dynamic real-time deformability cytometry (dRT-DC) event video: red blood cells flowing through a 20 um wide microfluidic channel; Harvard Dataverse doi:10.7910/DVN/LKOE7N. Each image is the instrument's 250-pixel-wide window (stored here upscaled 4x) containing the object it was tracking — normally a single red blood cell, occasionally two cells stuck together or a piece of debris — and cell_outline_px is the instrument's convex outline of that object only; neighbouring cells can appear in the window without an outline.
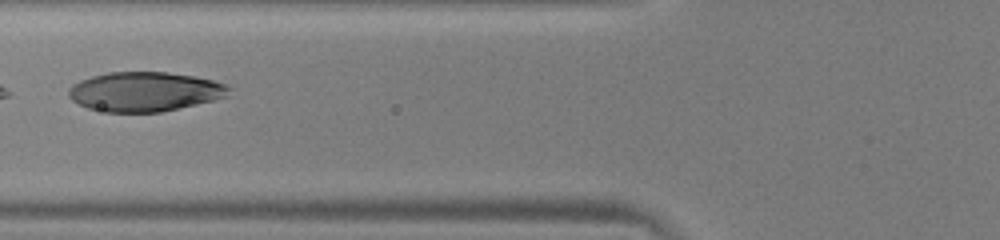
{"species": "human", "species_latin": "Homo sapiens", "temperature_condition": "warm", "stored_images_in_passage": 44, "camera_frame_rate_fps": 3000, "um_per_image_px": 0.085, "donor": {"sex": "male"}, "frame": {"image": 1, "passage_image": 20, "time_ms": 6.333, "image_size_px": [1000, 240], "cell_outline_px": [[232, 88], [228, 96], [180, 108], [160, 112], [104, 112], [88, 108], [72, 100], [68, 96], [68, 88], [72, 84], [80, 80], [92, 76], [108, 72], [168, 72], [192, 76], [212, 80], [228, 84]], "centroid_in_image_um": [12.3, 7.79], "position_along_channel_um": 113.5, "area_um2": 36.99}}
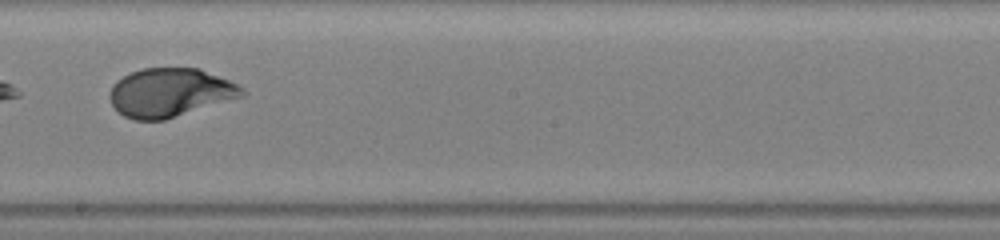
{"frame": {"image": 2, "passage_image": 29, "time_ms": 9.333, "image_size_px": [1000, 240], "cell_outline_px": [[248, 92], [244, 96], [164, 120], [136, 120], [124, 116], [112, 104], [108, 96], [108, 92], [112, 84], [116, 80], [132, 72], [144, 68], [200, 68], [228, 80], [244, 88]], "centroid_in_image_um": [14.45, 7.86], "position_along_channel_um": 233.8, "area_um2": 37.51}}
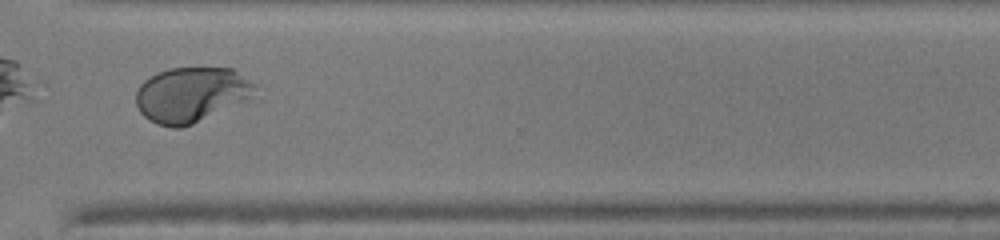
{"frame": {"image": 3, "passage_image": 38, "time_ms": 12.333, "image_size_px": [1000, 240], "cell_outline_px": [[256, 84], [252, 100], [184, 128], [172, 128], [156, 124], [148, 120], [140, 112], [136, 104], [136, 92], [140, 84], [144, 80], [156, 72], [168, 68], [232, 68]], "centroid_in_image_um": [16.28, 8.07], "position_along_channel_um": 354.3, "area_um2": 39.02}, "authors_computed_cell_mechanics": {"area_um2": 38.2058, "velocity_mm_per_s": 4.0111, "shape_relaxation_time_tau1_ms": 5.0589, "shape_relaxation_time_tau2_ms": null, "deformation_change_tau1": 0.241, "deformation_change_tau2": null}}